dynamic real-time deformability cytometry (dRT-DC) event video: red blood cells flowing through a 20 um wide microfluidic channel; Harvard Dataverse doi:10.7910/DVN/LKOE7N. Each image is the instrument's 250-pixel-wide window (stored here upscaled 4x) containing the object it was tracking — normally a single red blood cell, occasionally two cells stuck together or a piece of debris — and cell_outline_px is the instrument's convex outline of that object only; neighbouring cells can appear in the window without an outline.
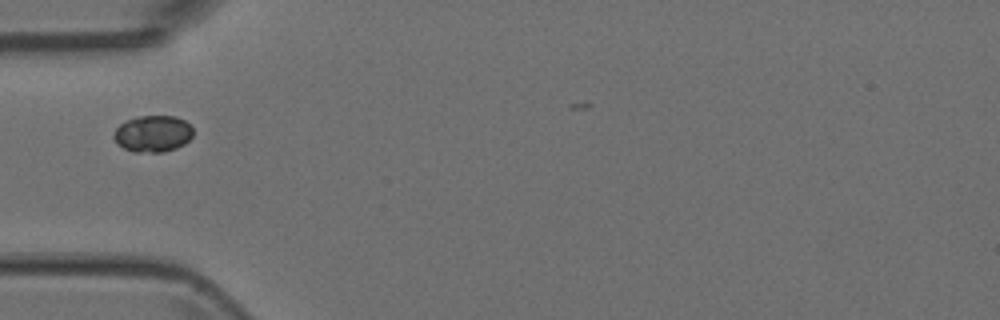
{"species": "Egyptian fruit bat (a non-hibernating species)", "species_latin": "Rousettus aegyptiacus", "temperature_condition": "room temperature", "stored_images_in_passage": 5, "camera_frame_rate_fps": 3000, "um_per_image_px": 0.085, "animal": {"sex": "female"}, "frame": {"image": 1, "passage_image": 3, "time_ms": 0.667, "image_size_px": [1000, 320], "cell_outline_px": [[192, 136], [184, 144], [176, 148], [164, 152], [132, 152], [124, 148], [112, 136], [116, 128], [124, 120], [136, 116], [176, 116], [192, 124]], "centroid_in_image_um": [13.0, 11.35], "position_along_channel_um": 72.0, "area_um2": 17.05}}
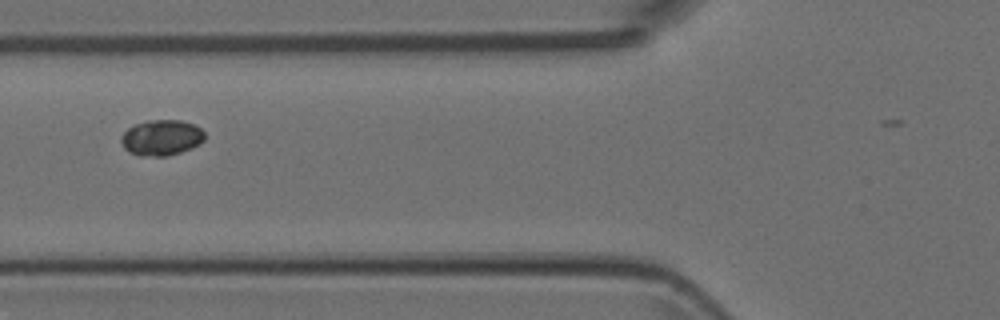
{"frame": {"image": 2, "passage_image": 4, "time_ms": 1.0, "image_size_px": [1000, 320], "cell_outline_px": [[204, 140], [200, 144], [192, 148], [180, 152], [164, 156], [140, 156], [128, 152], [124, 148], [120, 140], [120, 136], [128, 128], [136, 124], [148, 120], [180, 120], [192, 124], [200, 128], [204, 132]], "centroid_in_image_um": [13.7, 11.71], "position_along_channel_um": 112.1, "area_um2": 17.4}}